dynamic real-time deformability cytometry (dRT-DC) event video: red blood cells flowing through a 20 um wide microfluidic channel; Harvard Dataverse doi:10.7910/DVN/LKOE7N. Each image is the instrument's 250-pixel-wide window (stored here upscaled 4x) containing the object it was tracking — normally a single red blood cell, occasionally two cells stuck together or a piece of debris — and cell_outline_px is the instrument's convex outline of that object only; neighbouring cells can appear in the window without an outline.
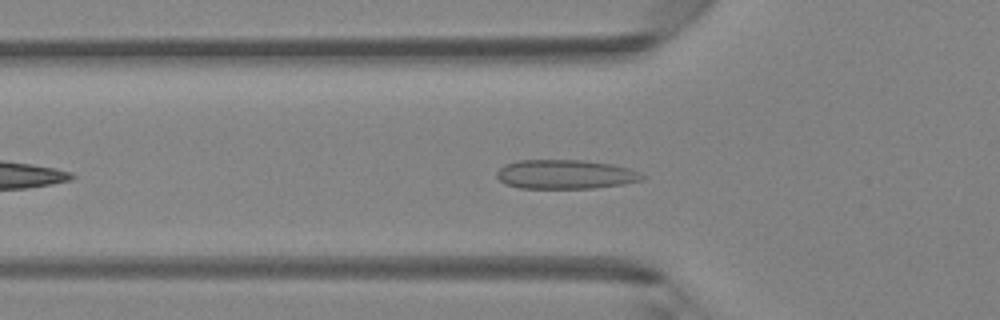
{"species": "Egyptian fruit bat (a non-hibernating species)", "species_latin": "Rousettus aegyptiacus", "temperature_condition": "room temperature", "stored_images_in_passage": 39, "camera_frame_rate_fps": 3000, "um_per_image_px": 0.085, "animal": {"sex": "female"}, "frame": {"image": 1, "passage_image": 7, "time_ms": 2.0, "image_size_px": [1000, 320], "cell_outline_px": [[644, 176], [640, 180], [624, 184], [592, 188], [520, 188], [504, 184], [496, 176], [496, 172], [504, 164], [516, 160], [584, 160], [612, 164], [628, 168], [640, 172]], "centroid_in_image_um": [48.01, 14.81], "position_along_channel_um": 77.8, "area_um2": 24.8}}
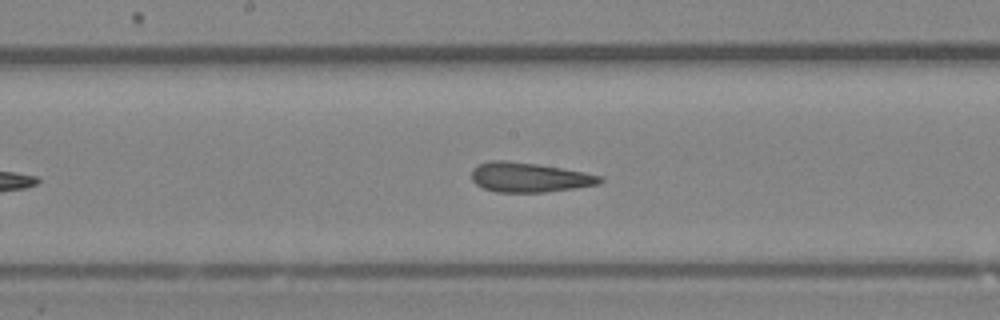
{"frame": {"image": 2, "passage_image": 16, "time_ms": 5.0, "image_size_px": [1000, 320], "cell_outline_px": [[604, 180], [600, 184], [576, 188], [544, 192], [496, 192], [484, 188], [476, 184], [472, 180], [472, 168], [476, 164], [488, 160], [504, 160], [536, 164], [584, 172], [604, 176]], "centroid_in_image_um": [44.98, 15.07], "position_along_channel_um": 203.2, "area_um2": 22.31}}
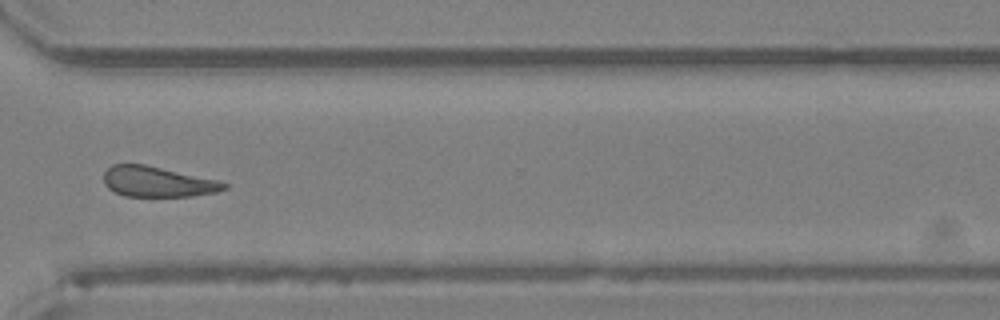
{"frame": {"image": 3, "passage_image": 27, "time_ms": 8.667, "image_size_px": [1000, 320], "cell_outline_px": [[228, 188], [216, 192], [192, 196], [124, 196], [108, 188], [104, 184], [104, 172], [112, 164], [144, 164], [216, 180], [228, 184]], "centroid_in_image_um": [13.37, 15.45], "position_along_channel_um": 357.2, "area_um2": 21.1}, "authors_computed_cell_mechanics": {"area_um2": 22.6576, "velocity_mm_per_s": 4.1908, "shape_relaxation_time_tau1_ms": 7.9025, "shape_relaxation_time_tau2_ms": 1.7416, "deformation_change_tau1": 0.131, "deformation_change_tau2": 0.0996}}